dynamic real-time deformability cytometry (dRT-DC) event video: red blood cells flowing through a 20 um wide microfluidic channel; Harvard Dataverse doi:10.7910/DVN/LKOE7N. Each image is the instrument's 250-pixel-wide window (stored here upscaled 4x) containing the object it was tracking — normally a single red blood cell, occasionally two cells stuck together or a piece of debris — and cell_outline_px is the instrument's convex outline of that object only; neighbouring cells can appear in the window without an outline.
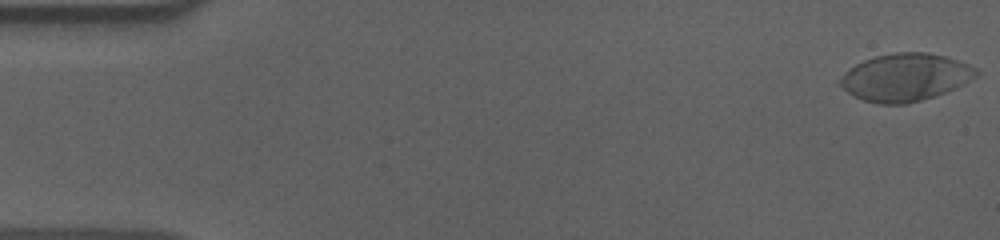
{"species": "human", "species_latin": "Homo sapiens", "temperature_condition": "cold", "stored_images_in_passage": 56, "camera_frame_rate_fps": 3000, "um_per_image_px": 0.085, "donor": {"sex": "male"}, "frame": {"image": 1, "passage_image": 1, "time_ms": 0.0, "image_size_px": [1000, 240], "cell_outline_px": [[980, 72], [976, 76], [964, 84], [944, 92], [920, 100], [904, 104], [880, 104], [864, 100], [848, 92], [836, 84], [856, 64], [864, 60], [876, 56], [896, 52], [928, 52], [944, 56], [968, 64], [976, 68]], "centroid_in_image_um": [76.97, 6.56], "position_along_channel_um": 8.0, "area_um2": 37.17}}
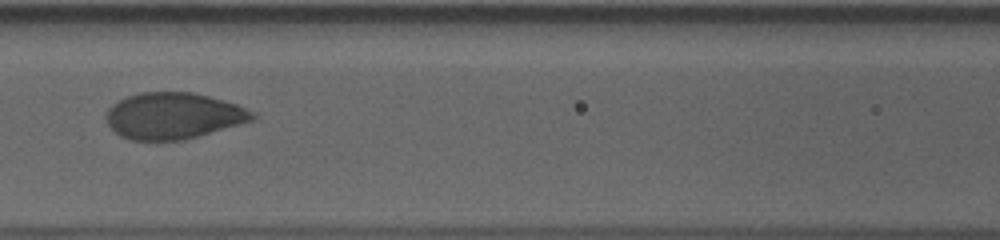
{"frame": {"image": 2, "passage_image": 25, "time_ms": 8.0, "image_size_px": [1000, 240], "cell_outline_px": [[256, 120], [184, 140], [132, 140], [120, 136], [108, 124], [108, 108], [112, 104], [128, 96], [140, 92], [192, 92], [208, 96], [236, 104], [252, 112], [256, 116]], "centroid_in_image_um": [14.76, 9.85], "position_along_channel_um": 151.8, "area_um2": 39.25}}
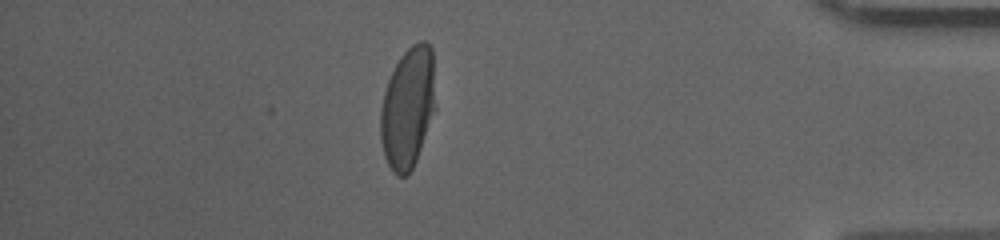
{"frame": {"image": 3, "passage_image": 49, "time_ms": 16.0, "image_size_px": [1000, 240], "cell_outline_px": [[436, 108], [416, 160], [408, 176], [396, 176], [388, 164], [384, 156], [380, 140], [380, 108], [384, 92], [388, 80], [400, 56], [412, 44], [420, 40], [424, 40], [432, 48]], "centroid_in_image_um": [34.66, 9.16], "position_along_channel_um": 400.5, "area_um2": 39.07}, "authors_computed_cell_mechanics": {"area_um2": 39.6219, "velocity_mm_per_s": 3.6158, "shape_relaxation_time_tau1_ms": 4.1386, "shape_relaxation_time_tau2_ms": null, "deformation_change_tau1": 0.1737, "deformation_change_tau2": null}}